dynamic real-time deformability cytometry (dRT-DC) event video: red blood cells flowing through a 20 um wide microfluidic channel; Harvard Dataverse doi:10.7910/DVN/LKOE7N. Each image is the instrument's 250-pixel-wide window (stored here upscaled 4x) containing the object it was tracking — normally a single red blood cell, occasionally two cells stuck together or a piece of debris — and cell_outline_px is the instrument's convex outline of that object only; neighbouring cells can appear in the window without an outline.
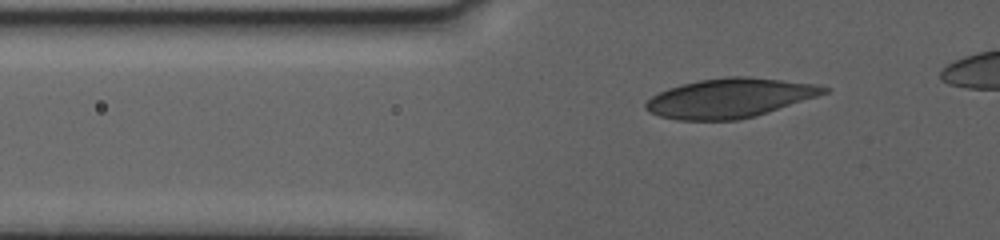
{"species": "human", "species_latin": "Homo sapiens", "temperature_condition": "warm", "stored_images_in_passage": 46, "camera_frame_rate_fps": 3000, "um_per_image_px": 0.085, "donor": {"sex": "female"}, "frame": {"image": 1, "passage_image": 8, "time_ms": 2.333, "image_size_px": [1000, 240], "cell_outline_px": [[832, 88], [828, 92], [756, 116], [736, 120], [676, 120], [660, 116], [644, 108], [644, 104], [652, 96], [668, 88], [680, 84], [700, 80], [728, 76], [748, 76], [816, 84]], "centroid_in_image_um": [62.02, 8.33], "position_along_channel_um": 63.8, "area_um2": 40.63}}
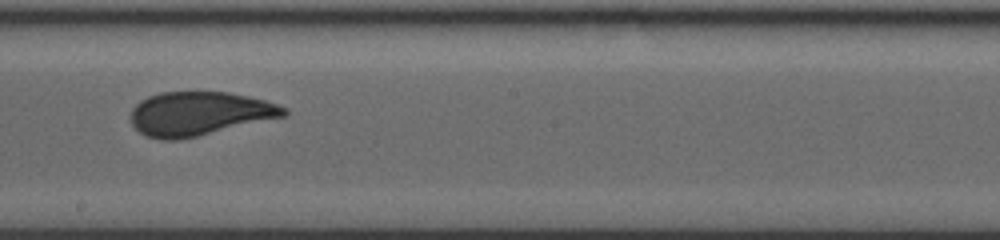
{"frame": {"image": 2, "passage_image": 25, "time_ms": 8.0, "image_size_px": [1000, 240], "cell_outline_px": [[288, 112], [284, 116], [180, 140], [160, 140], [144, 136], [132, 124], [128, 116], [132, 108], [140, 100], [148, 96], [160, 92], [228, 92], [248, 96], [264, 100], [288, 108]], "centroid_in_image_um": [16.87, 9.66], "position_along_channel_um": 231.3, "area_um2": 39.19}}
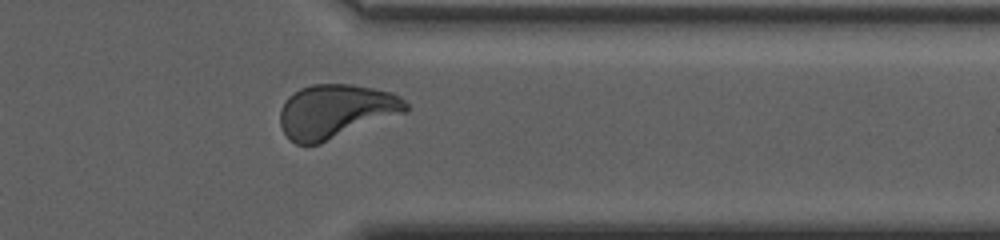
{"frame": {"image": 3, "passage_image": 39, "time_ms": 12.667, "image_size_px": [1000, 240], "cell_outline_px": [[408, 112], [320, 144], [296, 144], [284, 132], [280, 124], [280, 112], [288, 96], [300, 88], [312, 84], [352, 84], [372, 88], [388, 92], [400, 96], [408, 104]], "centroid_in_image_um": [28.57, 9.46], "position_along_channel_um": 382.8, "area_um2": 39.54}}